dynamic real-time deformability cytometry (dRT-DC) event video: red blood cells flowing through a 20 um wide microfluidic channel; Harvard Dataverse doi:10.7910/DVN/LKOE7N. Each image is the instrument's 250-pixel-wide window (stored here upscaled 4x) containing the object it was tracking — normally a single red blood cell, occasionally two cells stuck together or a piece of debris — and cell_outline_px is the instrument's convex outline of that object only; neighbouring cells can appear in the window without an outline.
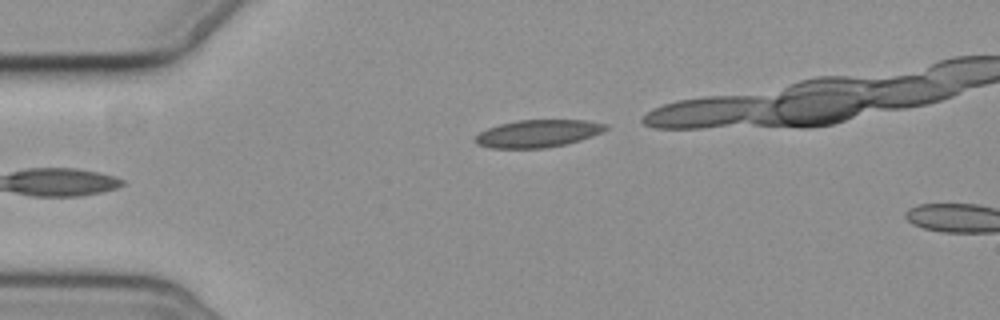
{"species": "common noctule bat (a hibernating species)", "species_latin": "Nyctalus noctula", "temperature_condition": "cold", "stored_images_in_passage": 5, "segment_of_instrument_passage": [2, 2], "camera_frame_rate_fps": 3000, "um_per_image_px": 0.085, "animal": {"sex": "female", "body_mass_g": 19.3, "forearm_length_mm": 54.1}, "frame": {"image": 1, "passage_image": 5, "time_ms": 5.667, "image_size_px": [1000, 320], "cell_outline_px": [[608, 128], [592, 136], [568, 144], [544, 148], [488, 148], [476, 144], [476, 136], [480, 132], [488, 128], [500, 124], [516, 120], [584, 120], [608, 124]], "centroid_in_image_um": [45.72, 11.35], "position_along_channel_um": 39.3, "area_um2": 20.87}}